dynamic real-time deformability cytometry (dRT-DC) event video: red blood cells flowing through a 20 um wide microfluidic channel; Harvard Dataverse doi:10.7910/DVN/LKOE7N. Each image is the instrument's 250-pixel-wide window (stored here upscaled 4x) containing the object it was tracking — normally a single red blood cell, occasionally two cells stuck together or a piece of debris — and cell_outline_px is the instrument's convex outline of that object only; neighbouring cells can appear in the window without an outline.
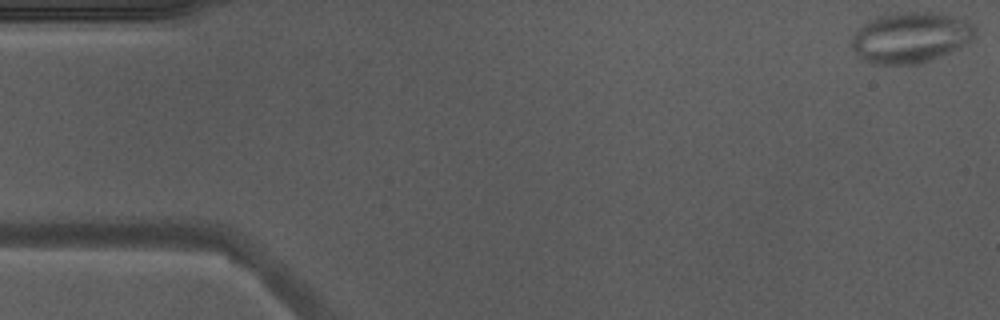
{"species": "Egyptian fruit bat (a non-hibernating species)", "species_latin": "Rousettus aegyptiacus", "temperature_condition": "warm", "stored_images_in_passage": 51, "segment_of_instrument_passage": [1, 2], "camera_frame_rate_fps": 3000, "um_per_image_px": 0.085, "animal": {"sex": "male"}, "frame": {"image": 1, "passage_image": 1, "time_ms": 0.0, "image_size_px": [1000, 320], "cell_outline_px": [[976, 32], [972, 40], [968, 44], [928, 60], [912, 64], [872, 64], [864, 60], [852, 48], [852, 36], [868, 20], [880, 16], [900, 12], [936, 12], [964, 20], [972, 24], [976, 28]], "centroid_in_image_um": [77.4, 3.18], "position_along_channel_um": 7.6, "area_um2": 36.01}}